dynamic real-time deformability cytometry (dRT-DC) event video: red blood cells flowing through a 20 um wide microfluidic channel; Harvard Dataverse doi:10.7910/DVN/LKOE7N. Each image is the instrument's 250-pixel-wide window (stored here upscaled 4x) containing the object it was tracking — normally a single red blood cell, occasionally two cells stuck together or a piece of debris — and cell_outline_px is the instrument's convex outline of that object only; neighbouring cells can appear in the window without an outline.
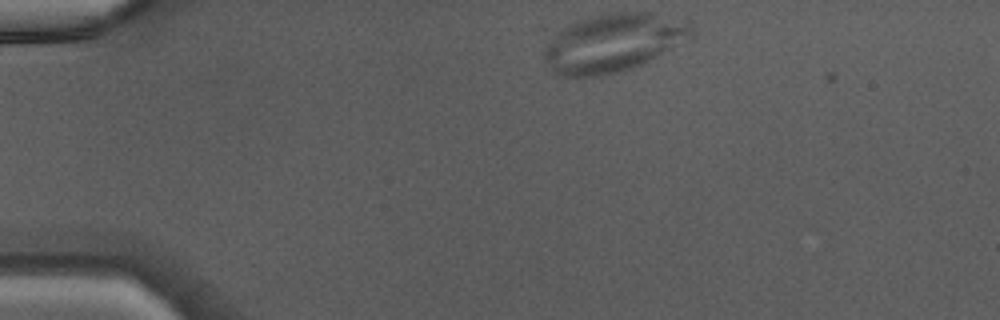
{"species": "Egyptian fruit bat (a non-hibernating species)", "species_latin": "Rousettus aegyptiacus", "temperature_condition": "warm", "stored_images_in_passage": 13, "camera_frame_rate_fps": 3000, "um_per_image_px": 0.085, "animal": {"sex": "male"}, "frame": {"image": 1, "passage_image": 1, "time_ms": 0.0, "image_size_px": [1000, 320], "cell_outline_px": [[692, 36], [648, 60], [640, 64], [616, 72], [596, 76], [560, 76], [552, 72], [540, 56], [544, 48], [560, 32], [572, 24], [580, 20], [608, 12], [652, 12], [688, 20], [692, 24]], "centroid_in_image_um": [52.12, 3.62], "position_along_channel_um": 32.9, "area_um2": 49.25}}